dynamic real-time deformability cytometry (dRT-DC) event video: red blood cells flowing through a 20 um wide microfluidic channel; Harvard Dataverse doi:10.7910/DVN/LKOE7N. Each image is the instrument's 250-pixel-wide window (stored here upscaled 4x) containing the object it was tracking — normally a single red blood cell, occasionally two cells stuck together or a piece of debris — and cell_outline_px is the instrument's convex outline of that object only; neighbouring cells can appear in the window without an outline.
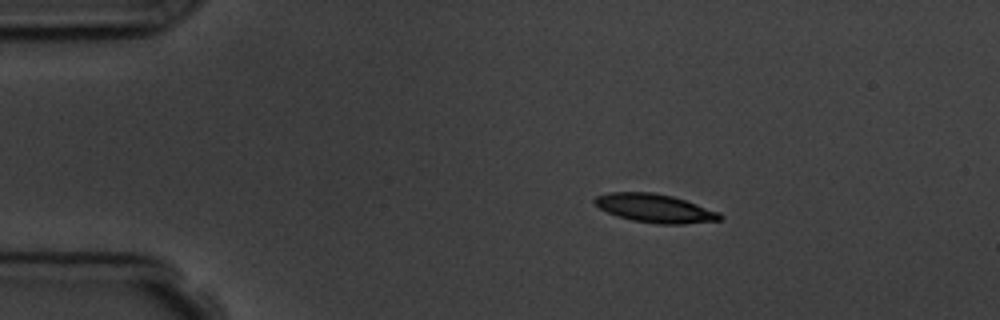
{"species": "common noctule bat (a hibernating species)", "species_latin": "Nyctalus noctula", "temperature_condition": "room temperature", "stored_images_in_passage": 5, "camera_frame_rate_fps": 3000, "um_per_image_px": 0.085, "animal": {"sex": "male", "body_mass_g": 19.5, "forearm_length_mm": 54.6}, "frame": {"image": 1, "passage_image": 2, "time_ms": 2.0, "image_size_px": [1000, 320], "cell_outline_px": [[724, 220], [684, 224], [656, 224], [632, 220], [616, 216], [600, 208], [592, 200], [596, 196], [608, 192], [652, 192], [672, 196], [720, 212], [724, 216]], "centroid_in_image_um": [55.69, 17.71], "position_along_channel_um": 29.3, "area_um2": 20.92}}
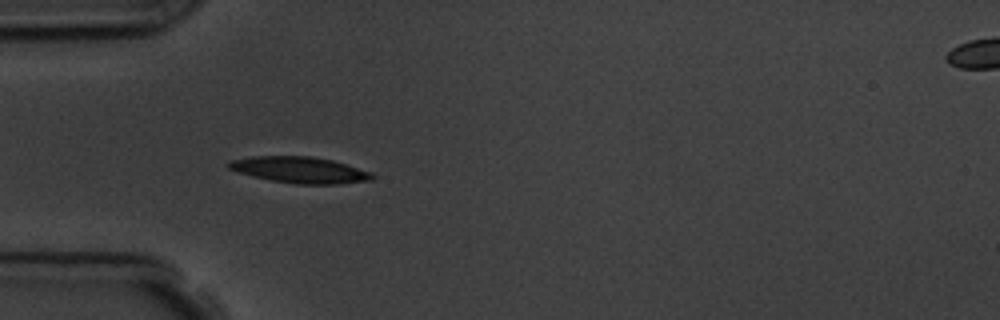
{"frame": {"image": 2, "passage_image": 4, "time_ms": 4.333, "image_size_px": [1000, 320], "cell_outline_px": [[376, 176], [372, 180], [336, 184], [296, 184], [272, 180], [252, 176], [228, 168], [224, 164], [228, 160], [252, 156], [312, 156], [332, 160], [372, 172]], "centroid_in_image_um": [25.46, 14.43], "position_along_channel_um": 59.5, "area_um2": 22.02}}